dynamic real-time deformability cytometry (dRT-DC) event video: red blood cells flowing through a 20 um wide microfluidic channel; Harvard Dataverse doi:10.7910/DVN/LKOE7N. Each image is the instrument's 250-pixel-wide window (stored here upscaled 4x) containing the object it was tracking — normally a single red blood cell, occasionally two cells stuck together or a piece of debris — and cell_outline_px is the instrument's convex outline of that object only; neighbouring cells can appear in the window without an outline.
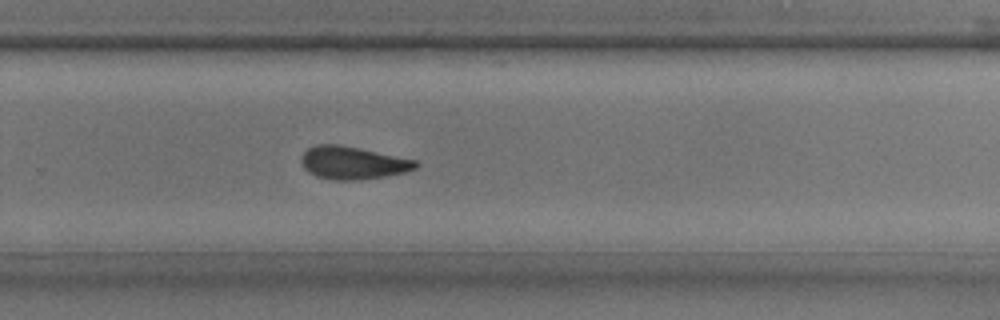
{"species": "common noctule bat (a hibernating species)", "species_latin": "Nyctalus noctula", "temperature_condition": "room temperature", "stored_images_in_passage": 31, "camera_frame_rate_fps": 3000, "um_per_image_px": 0.085, "animal": {"sex": "male", "body_mass_g": 17.9, "forearm_length_mm": 54.2}, "frame": {"image": 1, "passage_image": 22, "time_ms": 7.0, "image_size_px": [1000, 320], "cell_outline_px": [[420, 164], [416, 168], [404, 172], [384, 176], [352, 180], [332, 180], [316, 176], [308, 172], [304, 168], [300, 160], [300, 156], [308, 148], [316, 144], [340, 144], [360, 148], [416, 160]], "centroid_in_image_um": [29.95, 13.83], "position_along_channel_um": 299.9, "area_um2": 21.85}}